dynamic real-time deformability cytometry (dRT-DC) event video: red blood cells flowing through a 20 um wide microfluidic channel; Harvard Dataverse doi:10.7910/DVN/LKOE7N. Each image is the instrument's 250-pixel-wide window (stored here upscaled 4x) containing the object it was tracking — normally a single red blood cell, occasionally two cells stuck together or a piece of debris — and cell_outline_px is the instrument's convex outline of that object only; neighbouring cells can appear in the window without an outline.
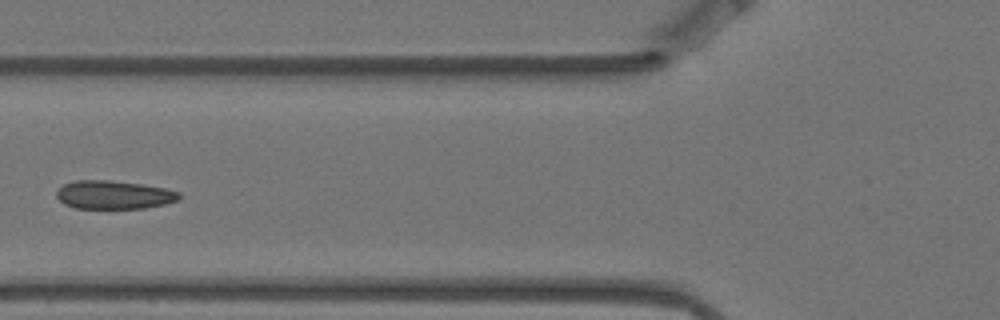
{"species": "Egyptian fruit bat (a non-hibernating species)", "species_latin": "Rousettus aegyptiacus", "temperature_condition": "warm", "stored_images_in_passage": 5, "camera_frame_rate_fps": 3000, "um_per_image_px": 0.085, "animal": {"sex": "female"}, "frame": {"image": 1, "passage_image": 5, "time_ms": 1.333, "image_size_px": [1000, 320], "cell_outline_px": [[180, 200], [164, 204], [144, 208], [76, 208], [64, 204], [56, 196], [56, 192], [64, 184], [76, 180], [108, 180], [144, 184], [164, 188], [180, 192]], "centroid_in_image_um": [9.69, 16.55], "position_along_channel_um": 116.1, "area_um2": 20.29}}